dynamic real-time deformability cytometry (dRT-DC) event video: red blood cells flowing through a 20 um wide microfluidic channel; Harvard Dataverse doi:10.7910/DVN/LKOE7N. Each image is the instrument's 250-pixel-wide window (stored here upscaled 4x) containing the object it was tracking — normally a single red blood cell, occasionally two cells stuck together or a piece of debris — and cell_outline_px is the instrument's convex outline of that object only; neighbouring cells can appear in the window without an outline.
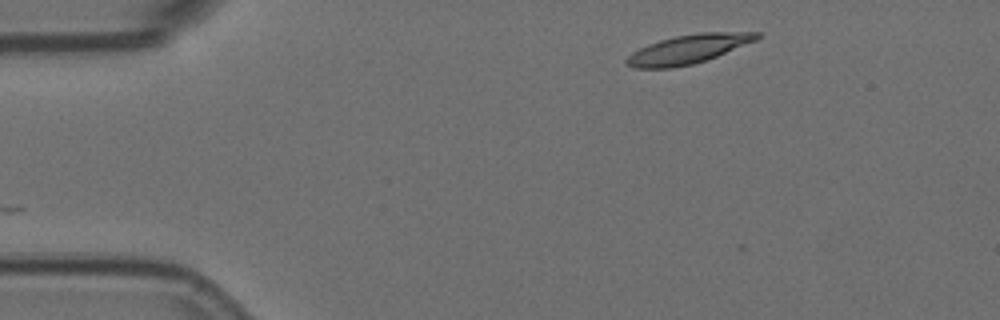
{"species": "Egyptian fruit bat (a non-hibernating species)", "species_latin": "Rousettus aegyptiacus", "temperature_condition": "room temperature", "stored_images_in_passage": 9, "camera_frame_rate_fps": 3000, "um_per_image_px": 0.085, "animal": {"sex": "female"}, "frame": {"image": 1, "passage_image": 1, "time_ms": 0.0, "image_size_px": [1000, 320], "cell_outline_px": [[764, 36], [756, 40], [716, 56], [692, 64], [672, 68], [632, 68], [624, 64], [624, 60], [632, 52], [648, 44], [660, 40], [676, 36], [700, 32], [760, 32]], "centroid_in_image_um": [58.47, 4.17], "position_along_channel_um": 26.5, "area_um2": 21.91}}